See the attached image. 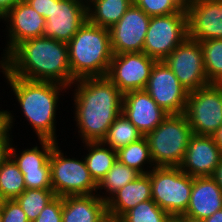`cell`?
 I'll list each match as a JSON object with an SVG mask.
<instances>
[{"mask_svg": "<svg viewBox=\"0 0 222 222\" xmlns=\"http://www.w3.org/2000/svg\"><path fill=\"white\" fill-rule=\"evenodd\" d=\"M75 121L82 142L103 141L122 113L123 93L107 76L75 80Z\"/></svg>", "mask_w": 222, "mask_h": 222, "instance_id": "cell-1", "label": "cell"}, {"mask_svg": "<svg viewBox=\"0 0 222 222\" xmlns=\"http://www.w3.org/2000/svg\"><path fill=\"white\" fill-rule=\"evenodd\" d=\"M4 60L13 76L72 86L73 76L65 42L45 36L31 38L18 44Z\"/></svg>", "mask_w": 222, "mask_h": 222, "instance_id": "cell-2", "label": "cell"}, {"mask_svg": "<svg viewBox=\"0 0 222 222\" xmlns=\"http://www.w3.org/2000/svg\"><path fill=\"white\" fill-rule=\"evenodd\" d=\"M0 68L38 139H49L56 142L54 119L58 107V97L60 90L62 92V89H68V87L54 82L31 81L13 76L8 72L3 58L0 61Z\"/></svg>", "mask_w": 222, "mask_h": 222, "instance_id": "cell-3", "label": "cell"}, {"mask_svg": "<svg viewBox=\"0 0 222 222\" xmlns=\"http://www.w3.org/2000/svg\"><path fill=\"white\" fill-rule=\"evenodd\" d=\"M67 46L73 82L107 76L113 57L109 29L86 20Z\"/></svg>", "mask_w": 222, "mask_h": 222, "instance_id": "cell-4", "label": "cell"}, {"mask_svg": "<svg viewBox=\"0 0 222 222\" xmlns=\"http://www.w3.org/2000/svg\"><path fill=\"white\" fill-rule=\"evenodd\" d=\"M193 135L186 115L168 114L145 137L155 167H179Z\"/></svg>", "mask_w": 222, "mask_h": 222, "instance_id": "cell-5", "label": "cell"}, {"mask_svg": "<svg viewBox=\"0 0 222 222\" xmlns=\"http://www.w3.org/2000/svg\"><path fill=\"white\" fill-rule=\"evenodd\" d=\"M148 174L152 200L174 219L185 214L192 192V177L179 167H152Z\"/></svg>", "mask_w": 222, "mask_h": 222, "instance_id": "cell-6", "label": "cell"}, {"mask_svg": "<svg viewBox=\"0 0 222 222\" xmlns=\"http://www.w3.org/2000/svg\"><path fill=\"white\" fill-rule=\"evenodd\" d=\"M54 146L50 157L51 186L56 196L91 195L98 191L97 184L87 169L85 160L66 158L64 153Z\"/></svg>", "mask_w": 222, "mask_h": 222, "instance_id": "cell-7", "label": "cell"}, {"mask_svg": "<svg viewBox=\"0 0 222 222\" xmlns=\"http://www.w3.org/2000/svg\"><path fill=\"white\" fill-rule=\"evenodd\" d=\"M188 37L187 11L152 16L144 40L147 56L163 61Z\"/></svg>", "mask_w": 222, "mask_h": 222, "instance_id": "cell-8", "label": "cell"}, {"mask_svg": "<svg viewBox=\"0 0 222 222\" xmlns=\"http://www.w3.org/2000/svg\"><path fill=\"white\" fill-rule=\"evenodd\" d=\"M184 114L193 134L213 136L222 125V84L210 83L189 92Z\"/></svg>", "mask_w": 222, "mask_h": 222, "instance_id": "cell-9", "label": "cell"}, {"mask_svg": "<svg viewBox=\"0 0 222 222\" xmlns=\"http://www.w3.org/2000/svg\"><path fill=\"white\" fill-rule=\"evenodd\" d=\"M163 61L188 92L210 84L205 73L203 52L199 41L187 37Z\"/></svg>", "mask_w": 222, "mask_h": 222, "instance_id": "cell-10", "label": "cell"}, {"mask_svg": "<svg viewBox=\"0 0 222 222\" xmlns=\"http://www.w3.org/2000/svg\"><path fill=\"white\" fill-rule=\"evenodd\" d=\"M157 60L144 52L113 54L107 78L124 94L146 88Z\"/></svg>", "mask_w": 222, "mask_h": 222, "instance_id": "cell-11", "label": "cell"}, {"mask_svg": "<svg viewBox=\"0 0 222 222\" xmlns=\"http://www.w3.org/2000/svg\"><path fill=\"white\" fill-rule=\"evenodd\" d=\"M145 90L168 114L185 113L189 92L164 61L154 64Z\"/></svg>", "mask_w": 222, "mask_h": 222, "instance_id": "cell-12", "label": "cell"}, {"mask_svg": "<svg viewBox=\"0 0 222 222\" xmlns=\"http://www.w3.org/2000/svg\"><path fill=\"white\" fill-rule=\"evenodd\" d=\"M39 141L42 150L35 146L23 150L20 155L11 145L10 157L22 172L26 189H52L49 157L57 142L49 139Z\"/></svg>", "mask_w": 222, "mask_h": 222, "instance_id": "cell-13", "label": "cell"}, {"mask_svg": "<svg viewBox=\"0 0 222 222\" xmlns=\"http://www.w3.org/2000/svg\"><path fill=\"white\" fill-rule=\"evenodd\" d=\"M150 19V16L132 4L109 29L113 54L142 52Z\"/></svg>", "mask_w": 222, "mask_h": 222, "instance_id": "cell-14", "label": "cell"}, {"mask_svg": "<svg viewBox=\"0 0 222 222\" xmlns=\"http://www.w3.org/2000/svg\"><path fill=\"white\" fill-rule=\"evenodd\" d=\"M87 20V7L78 0H52L43 36L68 43Z\"/></svg>", "mask_w": 222, "mask_h": 222, "instance_id": "cell-15", "label": "cell"}, {"mask_svg": "<svg viewBox=\"0 0 222 222\" xmlns=\"http://www.w3.org/2000/svg\"><path fill=\"white\" fill-rule=\"evenodd\" d=\"M186 11L188 38L222 39V0H192Z\"/></svg>", "mask_w": 222, "mask_h": 222, "instance_id": "cell-16", "label": "cell"}, {"mask_svg": "<svg viewBox=\"0 0 222 222\" xmlns=\"http://www.w3.org/2000/svg\"><path fill=\"white\" fill-rule=\"evenodd\" d=\"M9 22L7 48L3 59L21 42L43 36L46 19L27 2H17L2 18Z\"/></svg>", "mask_w": 222, "mask_h": 222, "instance_id": "cell-17", "label": "cell"}, {"mask_svg": "<svg viewBox=\"0 0 222 222\" xmlns=\"http://www.w3.org/2000/svg\"><path fill=\"white\" fill-rule=\"evenodd\" d=\"M221 159L213 136L193 134L179 168L193 178L212 176Z\"/></svg>", "mask_w": 222, "mask_h": 222, "instance_id": "cell-18", "label": "cell"}, {"mask_svg": "<svg viewBox=\"0 0 222 222\" xmlns=\"http://www.w3.org/2000/svg\"><path fill=\"white\" fill-rule=\"evenodd\" d=\"M122 113L143 136L153 131L168 115L145 89L123 94Z\"/></svg>", "mask_w": 222, "mask_h": 222, "instance_id": "cell-19", "label": "cell"}, {"mask_svg": "<svg viewBox=\"0 0 222 222\" xmlns=\"http://www.w3.org/2000/svg\"><path fill=\"white\" fill-rule=\"evenodd\" d=\"M222 209V190L212 176L192 177V192L185 214L205 219Z\"/></svg>", "mask_w": 222, "mask_h": 222, "instance_id": "cell-20", "label": "cell"}, {"mask_svg": "<svg viewBox=\"0 0 222 222\" xmlns=\"http://www.w3.org/2000/svg\"><path fill=\"white\" fill-rule=\"evenodd\" d=\"M149 199H152L150 176L139 174L106 201L108 218L117 221L131 208Z\"/></svg>", "mask_w": 222, "mask_h": 222, "instance_id": "cell-21", "label": "cell"}, {"mask_svg": "<svg viewBox=\"0 0 222 222\" xmlns=\"http://www.w3.org/2000/svg\"><path fill=\"white\" fill-rule=\"evenodd\" d=\"M106 201L100 194L63 197L62 222H108Z\"/></svg>", "mask_w": 222, "mask_h": 222, "instance_id": "cell-22", "label": "cell"}, {"mask_svg": "<svg viewBox=\"0 0 222 222\" xmlns=\"http://www.w3.org/2000/svg\"><path fill=\"white\" fill-rule=\"evenodd\" d=\"M132 4L133 0H95L87 7V20L110 29Z\"/></svg>", "mask_w": 222, "mask_h": 222, "instance_id": "cell-23", "label": "cell"}, {"mask_svg": "<svg viewBox=\"0 0 222 222\" xmlns=\"http://www.w3.org/2000/svg\"><path fill=\"white\" fill-rule=\"evenodd\" d=\"M84 144L89 152L84 158L87 169L98 185L117 160V151L111 147L106 148L102 141L85 142Z\"/></svg>", "mask_w": 222, "mask_h": 222, "instance_id": "cell-24", "label": "cell"}, {"mask_svg": "<svg viewBox=\"0 0 222 222\" xmlns=\"http://www.w3.org/2000/svg\"><path fill=\"white\" fill-rule=\"evenodd\" d=\"M142 137L143 135L138 129L121 113L108 128L102 142L105 143L106 147H111L117 151Z\"/></svg>", "mask_w": 222, "mask_h": 222, "instance_id": "cell-25", "label": "cell"}, {"mask_svg": "<svg viewBox=\"0 0 222 222\" xmlns=\"http://www.w3.org/2000/svg\"><path fill=\"white\" fill-rule=\"evenodd\" d=\"M117 159L124 165L135 169L140 174H147L150 172V170L145 171L143 168L146 163L150 164L149 167H155L151 158L149 144L145 136L138 141L117 150Z\"/></svg>", "mask_w": 222, "mask_h": 222, "instance_id": "cell-26", "label": "cell"}, {"mask_svg": "<svg viewBox=\"0 0 222 222\" xmlns=\"http://www.w3.org/2000/svg\"><path fill=\"white\" fill-rule=\"evenodd\" d=\"M140 173L135 169L121 163L118 159L113 163L111 169L97 185V189H106L108 196H100L107 201L114 193L123 188L127 183L132 182Z\"/></svg>", "mask_w": 222, "mask_h": 222, "instance_id": "cell-27", "label": "cell"}, {"mask_svg": "<svg viewBox=\"0 0 222 222\" xmlns=\"http://www.w3.org/2000/svg\"><path fill=\"white\" fill-rule=\"evenodd\" d=\"M25 190L23 174L14 160L9 157L0 166V191L6 200H13Z\"/></svg>", "mask_w": 222, "mask_h": 222, "instance_id": "cell-28", "label": "cell"}, {"mask_svg": "<svg viewBox=\"0 0 222 222\" xmlns=\"http://www.w3.org/2000/svg\"><path fill=\"white\" fill-rule=\"evenodd\" d=\"M200 44L209 83L222 84V39H209Z\"/></svg>", "mask_w": 222, "mask_h": 222, "instance_id": "cell-29", "label": "cell"}, {"mask_svg": "<svg viewBox=\"0 0 222 222\" xmlns=\"http://www.w3.org/2000/svg\"><path fill=\"white\" fill-rule=\"evenodd\" d=\"M55 197L52 189H26L15 200L22 207L29 222H33Z\"/></svg>", "mask_w": 222, "mask_h": 222, "instance_id": "cell-30", "label": "cell"}, {"mask_svg": "<svg viewBox=\"0 0 222 222\" xmlns=\"http://www.w3.org/2000/svg\"><path fill=\"white\" fill-rule=\"evenodd\" d=\"M171 219L167 212L149 199L131 208L117 222H170Z\"/></svg>", "mask_w": 222, "mask_h": 222, "instance_id": "cell-31", "label": "cell"}, {"mask_svg": "<svg viewBox=\"0 0 222 222\" xmlns=\"http://www.w3.org/2000/svg\"><path fill=\"white\" fill-rule=\"evenodd\" d=\"M133 4L150 17L178 13L183 10L174 0H133Z\"/></svg>", "mask_w": 222, "mask_h": 222, "instance_id": "cell-32", "label": "cell"}, {"mask_svg": "<svg viewBox=\"0 0 222 222\" xmlns=\"http://www.w3.org/2000/svg\"><path fill=\"white\" fill-rule=\"evenodd\" d=\"M63 197L56 196L33 222H62Z\"/></svg>", "mask_w": 222, "mask_h": 222, "instance_id": "cell-33", "label": "cell"}, {"mask_svg": "<svg viewBox=\"0 0 222 222\" xmlns=\"http://www.w3.org/2000/svg\"><path fill=\"white\" fill-rule=\"evenodd\" d=\"M2 208V222H29L20 204L15 200H6Z\"/></svg>", "mask_w": 222, "mask_h": 222, "instance_id": "cell-34", "label": "cell"}, {"mask_svg": "<svg viewBox=\"0 0 222 222\" xmlns=\"http://www.w3.org/2000/svg\"><path fill=\"white\" fill-rule=\"evenodd\" d=\"M14 116L7 110H0V140L5 139L9 135V131L12 128Z\"/></svg>", "mask_w": 222, "mask_h": 222, "instance_id": "cell-35", "label": "cell"}, {"mask_svg": "<svg viewBox=\"0 0 222 222\" xmlns=\"http://www.w3.org/2000/svg\"><path fill=\"white\" fill-rule=\"evenodd\" d=\"M31 7L36 10L45 19L49 16L52 9V0H29Z\"/></svg>", "mask_w": 222, "mask_h": 222, "instance_id": "cell-36", "label": "cell"}, {"mask_svg": "<svg viewBox=\"0 0 222 222\" xmlns=\"http://www.w3.org/2000/svg\"><path fill=\"white\" fill-rule=\"evenodd\" d=\"M10 134L3 140H0V166L10 157L11 138Z\"/></svg>", "mask_w": 222, "mask_h": 222, "instance_id": "cell-37", "label": "cell"}, {"mask_svg": "<svg viewBox=\"0 0 222 222\" xmlns=\"http://www.w3.org/2000/svg\"><path fill=\"white\" fill-rule=\"evenodd\" d=\"M20 0H0V18H2Z\"/></svg>", "mask_w": 222, "mask_h": 222, "instance_id": "cell-38", "label": "cell"}, {"mask_svg": "<svg viewBox=\"0 0 222 222\" xmlns=\"http://www.w3.org/2000/svg\"><path fill=\"white\" fill-rule=\"evenodd\" d=\"M212 177L214 178V180L217 182L218 186L222 190V159H221L219 165L216 167Z\"/></svg>", "mask_w": 222, "mask_h": 222, "instance_id": "cell-39", "label": "cell"}, {"mask_svg": "<svg viewBox=\"0 0 222 222\" xmlns=\"http://www.w3.org/2000/svg\"><path fill=\"white\" fill-rule=\"evenodd\" d=\"M175 219L177 222H203V220L189 216L187 214H180Z\"/></svg>", "mask_w": 222, "mask_h": 222, "instance_id": "cell-40", "label": "cell"}, {"mask_svg": "<svg viewBox=\"0 0 222 222\" xmlns=\"http://www.w3.org/2000/svg\"><path fill=\"white\" fill-rule=\"evenodd\" d=\"M203 222H222V209L216 211L212 216L203 219Z\"/></svg>", "mask_w": 222, "mask_h": 222, "instance_id": "cell-41", "label": "cell"}, {"mask_svg": "<svg viewBox=\"0 0 222 222\" xmlns=\"http://www.w3.org/2000/svg\"><path fill=\"white\" fill-rule=\"evenodd\" d=\"M215 143L218 145L222 152V125L220 128L213 134Z\"/></svg>", "mask_w": 222, "mask_h": 222, "instance_id": "cell-42", "label": "cell"}, {"mask_svg": "<svg viewBox=\"0 0 222 222\" xmlns=\"http://www.w3.org/2000/svg\"><path fill=\"white\" fill-rule=\"evenodd\" d=\"M183 10H187L192 0H174Z\"/></svg>", "mask_w": 222, "mask_h": 222, "instance_id": "cell-43", "label": "cell"}, {"mask_svg": "<svg viewBox=\"0 0 222 222\" xmlns=\"http://www.w3.org/2000/svg\"><path fill=\"white\" fill-rule=\"evenodd\" d=\"M81 4L85 5L86 7H88L93 1L95 0H78Z\"/></svg>", "mask_w": 222, "mask_h": 222, "instance_id": "cell-44", "label": "cell"}, {"mask_svg": "<svg viewBox=\"0 0 222 222\" xmlns=\"http://www.w3.org/2000/svg\"><path fill=\"white\" fill-rule=\"evenodd\" d=\"M6 198L3 196L2 192L0 191V208L5 204Z\"/></svg>", "mask_w": 222, "mask_h": 222, "instance_id": "cell-45", "label": "cell"}, {"mask_svg": "<svg viewBox=\"0 0 222 222\" xmlns=\"http://www.w3.org/2000/svg\"><path fill=\"white\" fill-rule=\"evenodd\" d=\"M0 222H2V208H0Z\"/></svg>", "mask_w": 222, "mask_h": 222, "instance_id": "cell-46", "label": "cell"}, {"mask_svg": "<svg viewBox=\"0 0 222 222\" xmlns=\"http://www.w3.org/2000/svg\"><path fill=\"white\" fill-rule=\"evenodd\" d=\"M170 222H177V220L174 219V218H172V219L170 220Z\"/></svg>", "mask_w": 222, "mask_h": 222, "instance_id": "cell-47", "label": "cell"}]
</instances>
